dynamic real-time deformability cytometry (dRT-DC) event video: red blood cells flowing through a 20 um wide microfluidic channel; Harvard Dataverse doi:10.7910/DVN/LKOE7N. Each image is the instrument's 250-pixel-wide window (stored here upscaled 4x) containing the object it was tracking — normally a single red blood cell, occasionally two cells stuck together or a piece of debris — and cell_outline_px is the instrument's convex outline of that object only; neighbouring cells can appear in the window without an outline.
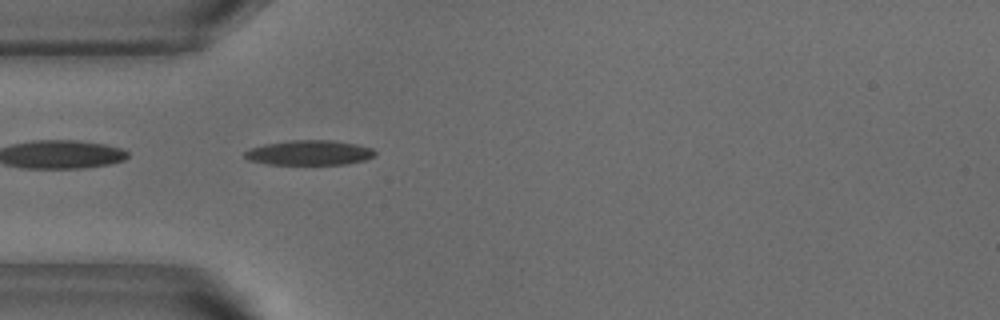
{"species": "common noctule bat (a hibernating species)", "species_latin": "Nyctalus noctula", "temperature_condition": "warm", "stored_images_in_passage": 38, "camera_frame_rate_fps": 3000, "um_per_image_px": 0.085, "animal": {"sex": "male", "body_mass_g": 18.8}, "frame": {"image": 1, "passage_image": 1, "time_ms": 0.0, "image_size_px": [1000, 320], "cell_outline_px": [[376, 156], [364, 160], [344, 164], [268, 164], [248, 160], [244, 156], [244, 152], [248, 148], [264, 144], [288, 140], [336, 140], [356, 144], [372, 148], [376, 152]], "centroid_in_image_um": [26.28, 12.97], "position_along_channel_um": 58.7, "area_um2": 19.02}}
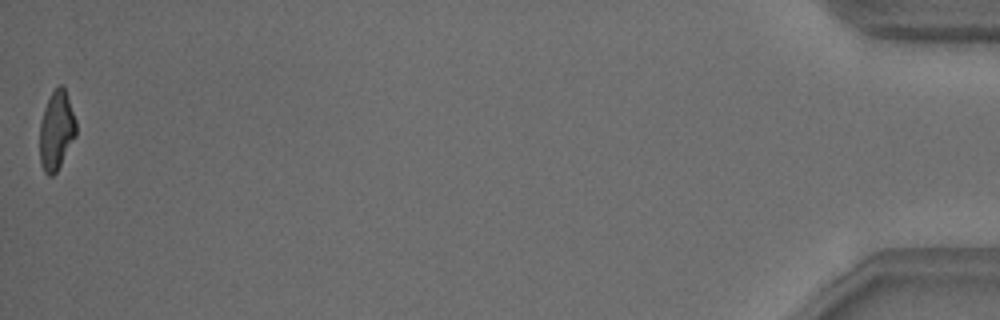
{"frame": {"image": 2, "passage_image": 38, "time_ms": 12.333, "image_size_px": [1000, 320], "cell_outline_px": [[76, 136], [56, 172], [52, 176], [48, 176], [44, 172], [40, 164], [40, 120], [44, 108], [52, 92], [60, 84], [64, 84], [76, 120]], "centroid_in_image_um": [4.8, 11.08], "position_along_channel_um": 430.4, "area_um2": 16.82}, "authors_computed_cell_mechanics": {"area_um2": 18.0336, "velocity_mm_per_s": 3.8382, "shape_relaxation_time_tau1_ms": 3.679, "shape_relaxation_time_tau2_ms": 1.3272, "deformation_change_tau1": 0.1887, "deformation_change_tau2": 0.0794}}